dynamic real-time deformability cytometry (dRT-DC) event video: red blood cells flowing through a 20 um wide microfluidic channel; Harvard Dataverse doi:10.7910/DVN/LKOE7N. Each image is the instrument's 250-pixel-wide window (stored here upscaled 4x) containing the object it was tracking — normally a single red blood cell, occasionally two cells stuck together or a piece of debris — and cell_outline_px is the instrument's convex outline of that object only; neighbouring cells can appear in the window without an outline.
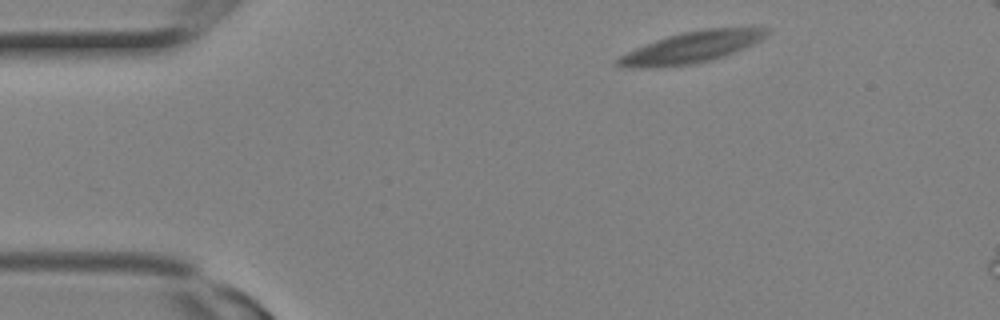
{"species": "Egyptian fruit bat (a non-hibernating species)", "species_latin": "Rousettus aegyptiacus", "temperature_condition": "room temperature", "stored_images_in_passage": 3, "camera_frame_rate_fps": 3000, "um_per_image_px": 0.085, "animal": {"sex": "female"}, "frame": {"image": 1, "passage_image": 1, "time_ms": 0.0, "image_size_px": [1000, 320], "cell_outline_px": [[768, 36], [744, 48], [724, 56], [712, 60], [692, 64], [660, 68], [632, 68], [616, 64], [616, 60], [620, 56], [636, 48], [656, 40], [668, 36], [684, 32], [708, 28], [768, 28]], "centroid_in_image_um": [58.78, 4.04], "position_along_channel_um": 26.2, "area_um2": 26.82}}